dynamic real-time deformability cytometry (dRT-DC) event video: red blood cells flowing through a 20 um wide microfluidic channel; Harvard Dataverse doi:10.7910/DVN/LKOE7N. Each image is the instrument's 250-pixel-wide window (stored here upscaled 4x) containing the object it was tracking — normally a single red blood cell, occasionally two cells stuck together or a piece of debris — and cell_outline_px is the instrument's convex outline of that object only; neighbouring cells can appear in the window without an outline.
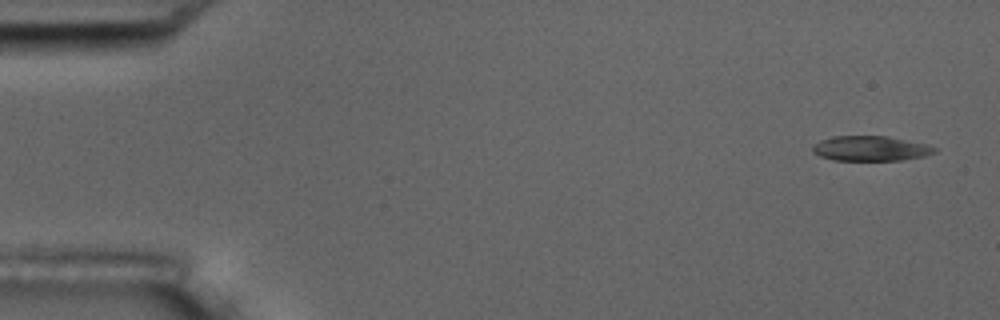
{"species": "common noctule bat (a hibernating species)", "species_latin": "Nyctalus noctula", "temperature_condition": "room temperature", "stored_images_in_passage": 4, "camera_frame_rate_fps": 3000, "um_per_image_px": 0.085, "animal": {"sex": "male", "body_mass_g": 17.5, "forearm_length_mm": 52.3}, "frame": {"image": 1, "passage_image": 1, "time_ms": 0.0, "image_size_px": [1000, 320], "cell_outline_px": [[936, 152], [924, 156], [900, 160], [832, 160], [820, 156], [812, 152], [812, 148], [820, 140], [832, 136], [888, 136], [928, 144], [936, 148]], "centroid_in_image_um": [74.0, 12.61], "position_along_channel_um": 11.0, "area_um2": 17.74}}
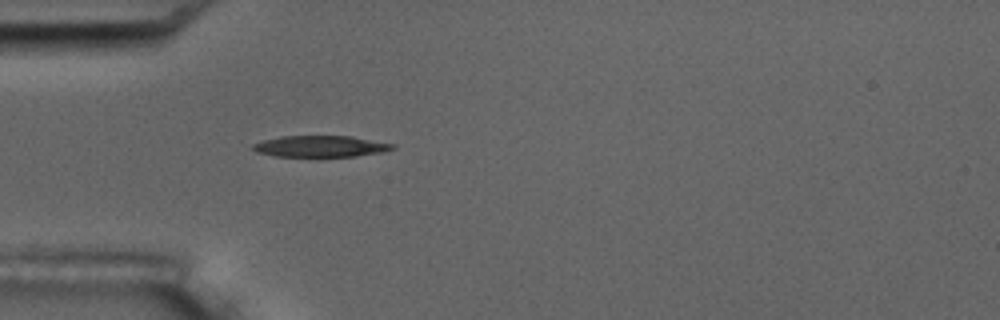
{"frame": {"image": 2, "passage_image": 4, "time_ms": 4.667, "image_size_px": [1000, 320], "cell_outline_px": [[396, 148], [380, 152], [356, 156], [276, 156], [256, 152], [252, 148], [252, 144], [264, 140], [280, 136], [352, 136], [396, 144]], "centroid_in_image_um": [27.26, 12.43], "position_along_channel_um": 57.7, "area_um2": 17.28}}